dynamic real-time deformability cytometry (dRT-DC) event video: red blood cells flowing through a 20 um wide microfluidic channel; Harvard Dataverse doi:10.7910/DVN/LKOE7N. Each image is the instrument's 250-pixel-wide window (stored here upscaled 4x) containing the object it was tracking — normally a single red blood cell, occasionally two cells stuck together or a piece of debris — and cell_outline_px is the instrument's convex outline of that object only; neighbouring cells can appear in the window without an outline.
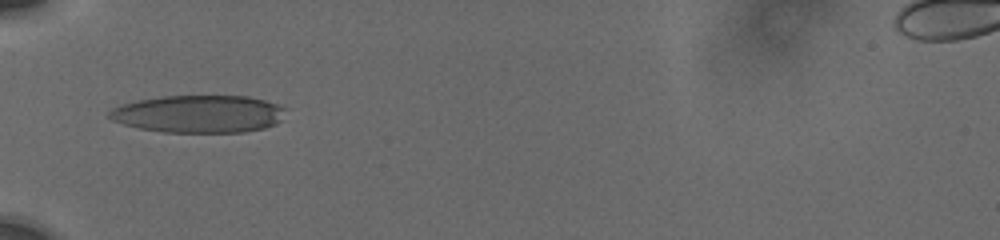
{"species": "human", "species_latin": "Homo sapiens", "temperature_condition": "cold", "stored_images_in_passage": 4, "camera_frame_rate_fps": 3000, "um_per_image_px": 0.085, "donor": {"sex": "male"}, "frame": {"image": 1, "passage_image": 1, "time_ms": 0.0, "image_size_px": [1000, 240], "cell_outline_px": [[284, 108], [280, 120], [276, 124], [264, 128], [244, 132], [164, 132], [140, 128], [124, 124], [112, 120], [108, 116], [108, 112], [112, 108], [124, 104], [140, 100], [164, 96], [248, 96], [264, 100], [276, 104]], "centroid_in_image_um": [16.89, 9.69], "position_along_channel_um": 68.1, "area_um2": 38.21}}
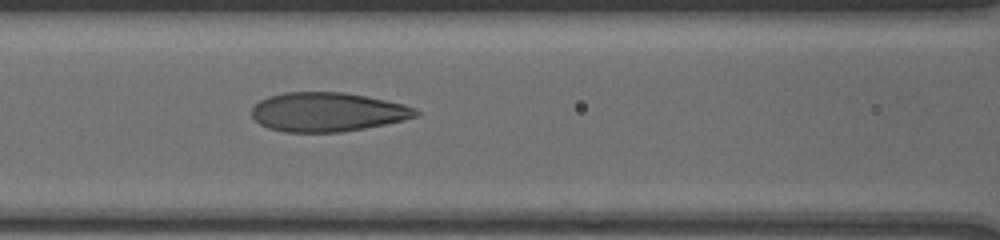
{"frame": {"image": 2, "passage_image": 4, "time_ms": 2.0, "image_size_px": [1000, 240], "cell_outline_px": [[420, 116], [404, 120], [364, 128], [340, 132], [284, 132], [268, 128], [260, 124], [252, 116], [252, 108], [260, 100], [268, 96], [284, 92], [344, 92], [404, 104], [416, 108], [420, 112]], "centroid_in_image_um": [27.84, 9.52], "position_along_channel_um": 138.8, "area_um2": 37.4}}